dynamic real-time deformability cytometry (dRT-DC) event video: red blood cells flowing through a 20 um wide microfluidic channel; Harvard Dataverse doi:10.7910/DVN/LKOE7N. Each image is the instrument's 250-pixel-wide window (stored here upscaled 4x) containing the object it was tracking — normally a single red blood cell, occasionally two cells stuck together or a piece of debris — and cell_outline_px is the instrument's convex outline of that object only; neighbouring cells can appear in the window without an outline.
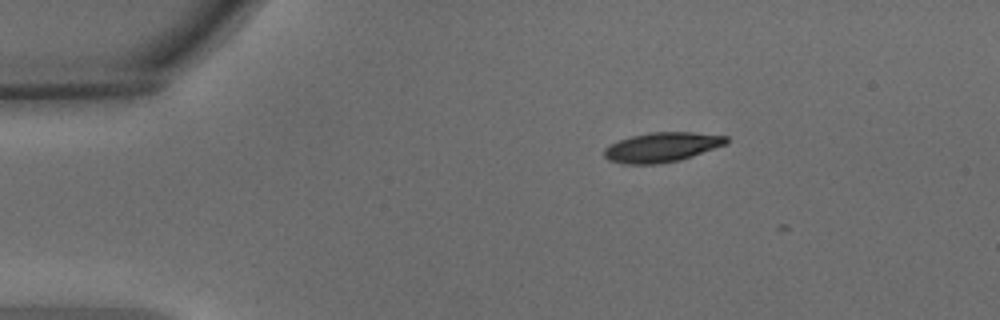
{"species": "common noctule bat (a hibernating species)", "species_latin": "Nyctalus noctula", "temperature_condition": "warm", "stored_images_in_passage": 3, "camera_frame_rate_fps": 3000, "um_per_image_px": 0.085, "animal": {"sex": "male", "body_mass_g": 15.6}, "frame": {"image": 1, "passage_image": 1, "time_ms": 0.0, "image_size_px": [1000, 320], "cell_outline_px": [[728, 144], [680, 160], [660, 164], [620, 164], [608, 160], [604, 156], [604, 148], [620, 140], [632, 136], [652, 132], [692, 132], [728, 136]], "centroid_in_image_um": [56.27, 12.52], "position_along_channel_um": 28.7, "area_um2": 21.15}}